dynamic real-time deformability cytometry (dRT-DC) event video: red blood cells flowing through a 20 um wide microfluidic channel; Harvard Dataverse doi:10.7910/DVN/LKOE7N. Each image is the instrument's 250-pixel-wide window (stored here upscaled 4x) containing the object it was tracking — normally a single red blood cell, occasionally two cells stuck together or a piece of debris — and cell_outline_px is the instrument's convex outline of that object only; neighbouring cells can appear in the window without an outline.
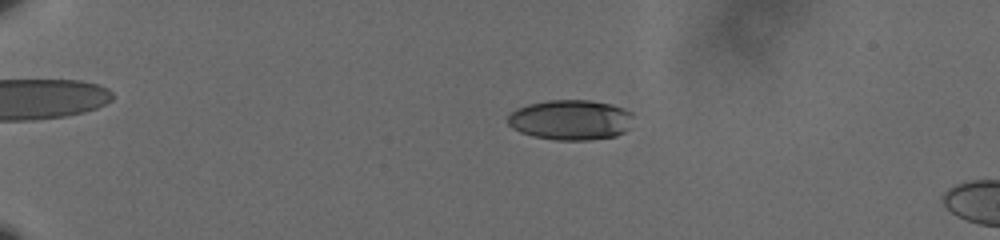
{"species": "human", "species_latin": "Homo sapiens", "temperature_condition": "cold", "stored_images_in_passage": 63, "camera_frame_rate_fps": 3000, "um_per_image_px": 0.085, "donor": {"sex": "male"}, "frame": {"image": 1, "passage_image": 17, "time_ms": 5.333, "image_size_px": [1000, 240], "cell_outline_px": [[632, 116], [628, 128], [624, 132], [616, 136], [588, 140], [556, 140], [532, 136], [520, 132], [512, 128], [508, 124], [508, 116], [516, 108], [528, 104], [548, 100], [588, 100], [612, 104], [624, 108], [632, 112]], "centroid_in_image_um": [48.49, 10.19], "position_along_channel_um": 36.5, "area_um2": 29.48}}
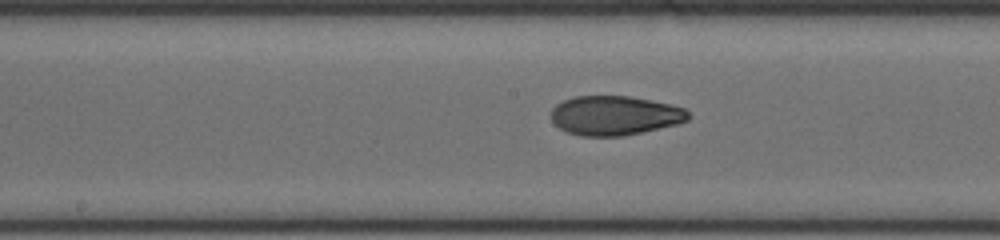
{"frame": {"image": 2, "passage_image": 37, "time_ms": 12.0, "image_size_px": [1000, 240], "cell_outline_px": [[692, 116], [688, 120], [676, 124], [624, 136], [580, 136], [568, 132], [560, 128], [552, 120], [552, 108], [556, 104], [564, 100], [576, 96], [628, 96], [652, 100], [684, 108]], "centroid_in_image_um": [52.26, 9.82], "position_along_channel_um": 195.9, "area_um2": 31.33}}
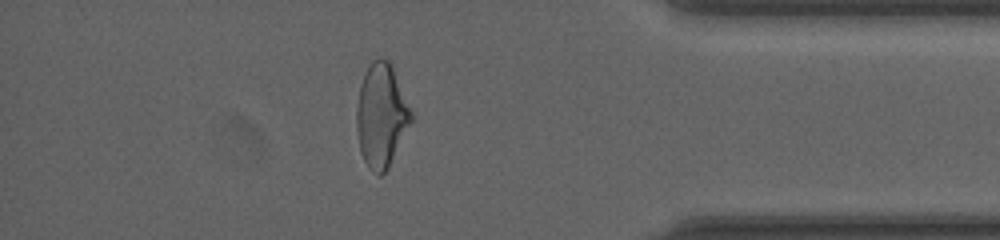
{"frame": {"image": 3, "passage_image": 56, "time_ms": 18.333, "image_size_px": [1000, 240], "cell_outline_px": [[412, 120], [388, 168], [380, 176], [372, 172], [368, 168], [360, 152], [356, 128], [356, 108], [360, 84], [372, 60], [380, 56], [388, 60], [392, 64], [412, 112]], "centroid_in_image_um": [32.4, 9.81], "position_along_channel_um": 402.8, "area_um2": 32.95}, "authors_computed_cell_mechanics": {"area_um2": 31.3276, "velocity_mm_per_s": 3.5958, "shape_relaxation_time_tau1_ms": 5.409, "shape_relaxation_time_tau2_ms": 2.2591, "deformation_change_tau1": 0.206, "deformation_change_tau2": 0.0646}}